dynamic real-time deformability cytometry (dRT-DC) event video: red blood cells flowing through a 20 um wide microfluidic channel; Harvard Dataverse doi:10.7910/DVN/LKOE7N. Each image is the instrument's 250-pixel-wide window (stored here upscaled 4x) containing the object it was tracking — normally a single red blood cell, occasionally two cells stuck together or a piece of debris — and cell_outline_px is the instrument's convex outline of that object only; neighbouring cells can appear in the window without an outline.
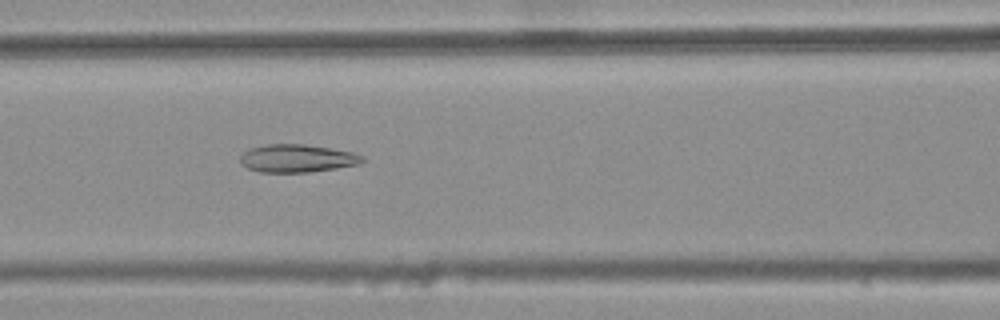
{"species": "common noctule bat (a hibernating species)", "species_latin": "Nyctalus noctula", "temperature_condition": "warm", "stored_images_in_passage": 31, "camera_frame_rate_fps": 3000, "um_per_image_px": 0.085, "animal": {"sex": "female", "body_mass_g": 25.1}, "frame": {"image": 1, "passage_image": 7, "time_ms": 2.0, "image_size_px": [1000, 320], "cell_outline_px": [[364, 160], [356, 164], [336, 168], [308, 172], [260, 172], [248, 168], [240, 164], [240, 156], [248, 148], [264, 144], [304, 144], [332, 148], [352, 152], [364, 156]], "centroid_in_image_um": [25.21, 13.45], "position_along_channel_um": 141.4, "area_um2": 19.88}}
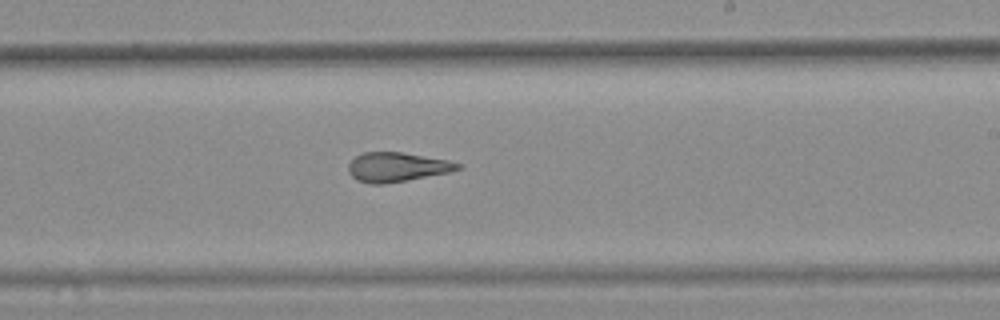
{"frame": {"image": 2, "passage_image": 16, "time_ms": 5.0, "image_size_px": [1000, 320], "cell_outline_px": [[464, 164], [460, 168], [452, 172], [408, 180], [384, 184], [368, 184], [356, 180], [348, 172], [348, 164], [356, 156], [364, 152], [400, 152], [448, 160]], "centroid_in_image_um": [33.75, 14.21], "position_along_channel_um": 255.3, "area_um2": 18.84}}
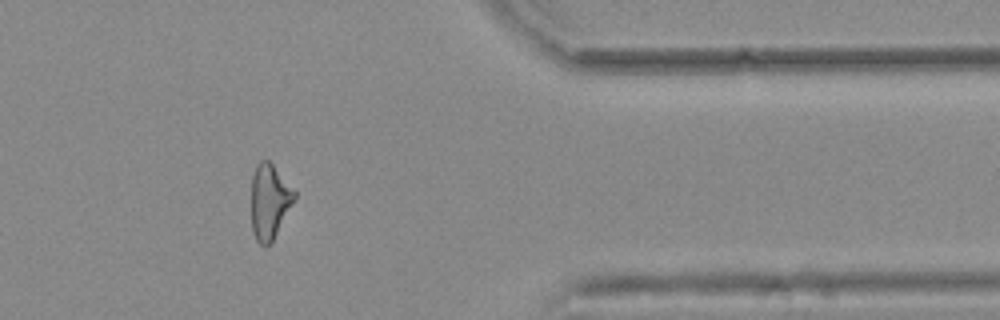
{"frame": {"image": 3, "passage_image": 28, "time_ms": 9.0, "image_size_px": [1000, 320], "cell_outline_px": [[296, 196], [272, 244], [264, 248], [256, 240], [252, 232], [252, 176], [256, 164], [260, 160], [268, 160], [272, 164], [296, 192]], "centroid_in_image_um": [22.89, 17.17], "position_along_channel_um": 388.5, "area_um2": 18.9}, "authors_computed_cell_mechanics": {"area_um2": 19.2474, "velocity_mm_per_s": 3.8124, "shape_relaxation_time_tau1_ms": null, "shape_relaxation_time_tau2_ms": 2.4307, "deformation_change_tau1": null, "deformation_change_tau2": 0.1202}}